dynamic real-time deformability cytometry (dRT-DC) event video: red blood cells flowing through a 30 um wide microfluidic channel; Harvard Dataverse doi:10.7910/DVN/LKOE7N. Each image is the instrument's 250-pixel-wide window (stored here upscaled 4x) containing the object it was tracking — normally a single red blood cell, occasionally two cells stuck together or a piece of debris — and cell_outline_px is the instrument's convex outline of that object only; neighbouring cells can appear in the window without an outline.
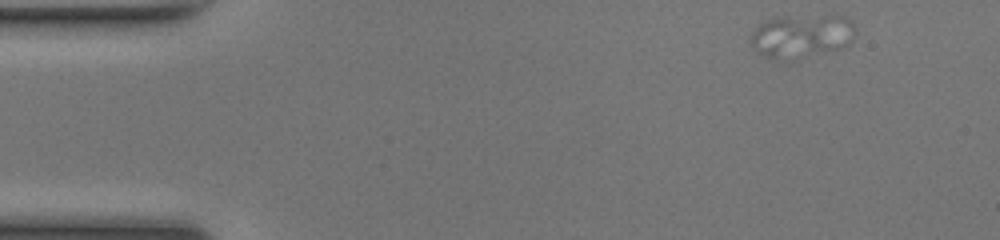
{"species": "common noctule bat (a hibernating species)", "species_latin": "Nyctalus noctula", "temperature_condition": "room temperature", "stored_images_in_passage": 17, "camera_frame_rate_fps": 3000, "um_per_image_px": 0.085, "animal": {"sex": "female", "body_mass_g": 17.0, "forearm_length_mm": 48.0}, "frame": {"image": 1, "passage_image": 1, "time_ms": 0.0, "image_size_px": [1000, 240], "cell_outline_px": [[856, 32], [852, 40], [848, 44], [840, 48], [788, 64], [784, 64], [752, 48], [748, 40], [752, 32], [760, 24], [768, 20], [832, 16], [840, 16], [852, 20]], "centroid_in_image_um": [68.13, 3.17], "position_along_channel_um": 16.9, "area_um2": 26.53}}
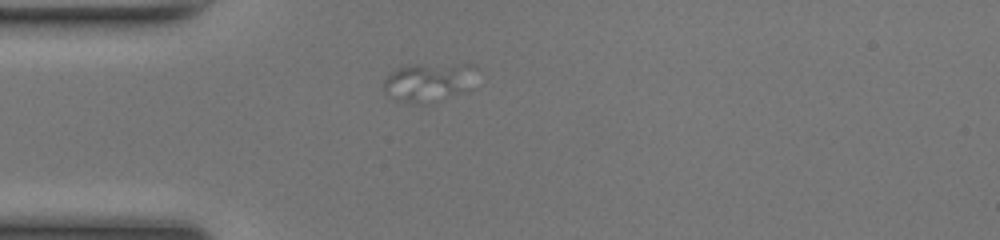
{"frame": {"image": 2, "passage_image": 11, "time_ms": 3.333, "image_size_px": [1000, 240], "cell_outline_px": [[476, 68], [472, 88], [420, 104], [396, 100], [384, 92], [384, 80], [392, 72], [400, 68], [460, 64], [472, 64]], "centroid_in_image_um": [36.45, 7.0], "position_along_channel_um": 48.5, "area_um2": 19.83}}
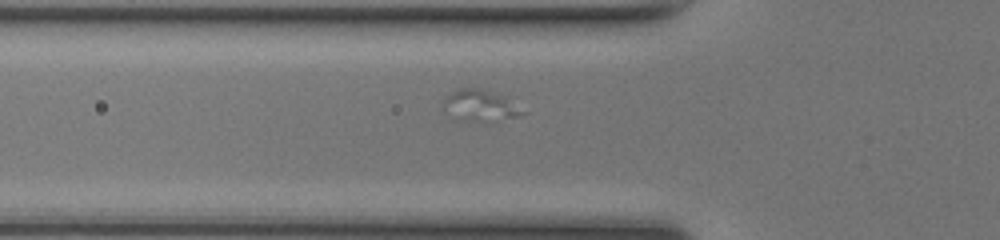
{"frame": {"image": 3, "passage_image": 15, "time_ms": 4.667, "image_size_px": [1000, 240], "cell_outline_px": [[528, 112], [520, 116], [504, 116], [444, 104], [444, 100], [452, 92], [460, 88], [480, 88], [504, 96]], "centroid_in_image_um": [41.13, 8.68], "position_along_channel_um": 84.7, "area_um2": 10.23}}